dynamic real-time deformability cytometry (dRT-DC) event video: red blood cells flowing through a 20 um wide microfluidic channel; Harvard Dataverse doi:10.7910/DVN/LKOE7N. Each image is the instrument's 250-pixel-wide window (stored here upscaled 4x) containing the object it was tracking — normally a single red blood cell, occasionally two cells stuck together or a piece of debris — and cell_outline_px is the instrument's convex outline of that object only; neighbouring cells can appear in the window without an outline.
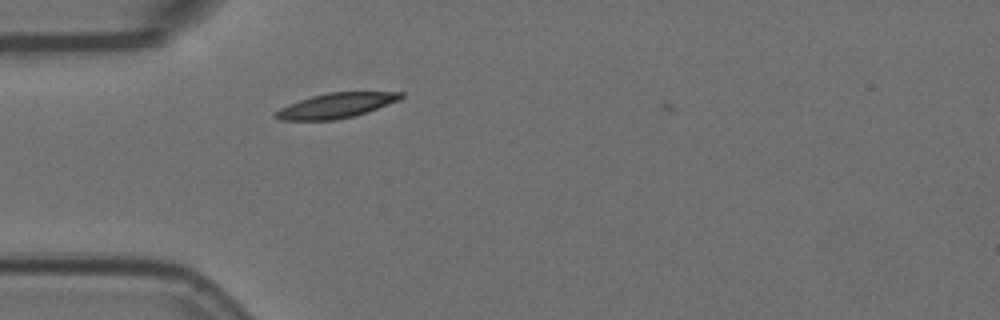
{"species": "Egyptian fruit bat (a non-hibernating species)", "species_latin": "Rousettus aegyptiacus", "temperature_condition": "room temperature", "stored_images_in_passage": 33, "camera_frame_rate_fps": 3000, "um_per_image_px": 0.085, "animal": {"sex": "female"}, "frame": {"image": 1, "passage_image": 1, "time_ms": 0.0, "image_size_px": [1000, 320], "cell_outline_px": [[404, 96], [400, 100], [356, 116], [336, 120], [280, 120], [272, 116], [280, 108], [288, 104], [312, 96], [328, 92], [404, 92]], "centroid_in_image_um": [28.58, 8.97], "position_along_channel_um": 56.4, "area_um2": 18.26}}
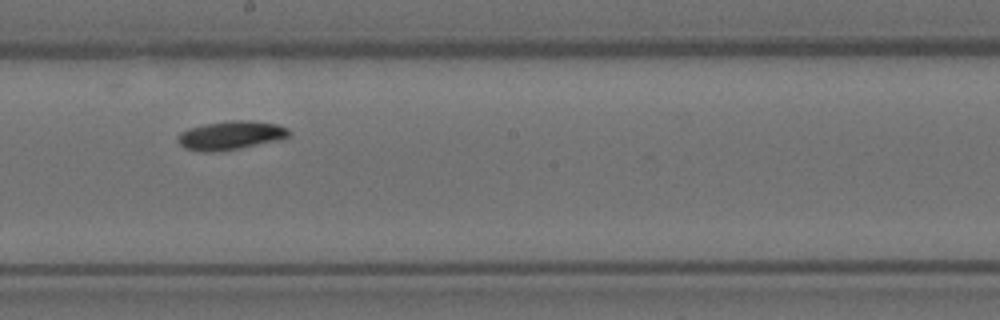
{"frame": {"image": 2, "passage_image": 16, "time_ms": 5.0, "image_size_px": [1000, 320], "cell_outline_px": [[292, 132], [288, 136], [280, 140], [220, 152], [204, 152], [184, 148], [176, 140], [176, 136], [180, 132], [188, 128], [204, 124], [232, 120], [252, 120], [276, 124], [288, 128]], "centroid_in_image_um": [19.59, 11.51], "position_along_channel_um": 228.6, "area_um2": 18.9}}
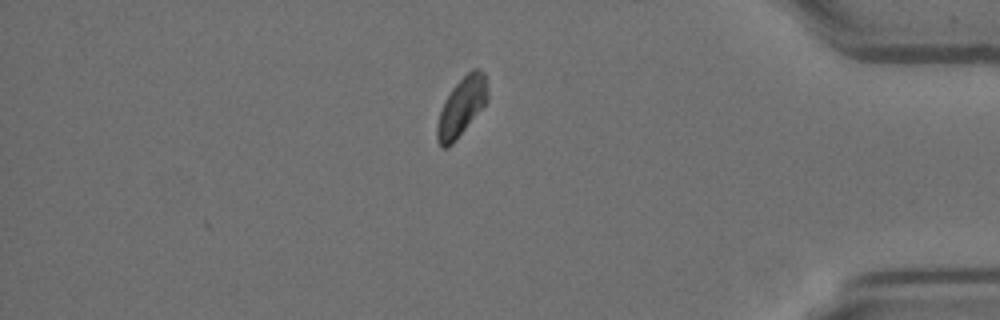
{"frame": {"image": 3, "passage_image": 33, "time_ms": 10.667, "image_size_px": [1000, 320], "cell_outline_px": [[488, 100], [456, 140], [448, 148], [440, 148], [436, 140], [436, 124], [444, 100], [452, 88], [472, 68], [480, 68], [484, 72], [488, 96]], "centroid_in_image_um": [39.2, 9.1], "position_along_channel_um": 396.0, "area_um2": 17.22}, "authors_computed_cell_mechanics": {"area_um2": 17.8024, "velocity_mm_per_s": 3.5407, "shape_relaxation_time_tau1_ms": 7.6944, "shape_relaxation_time_tau2_ms": null, "deformation_change_tau1": 0.1535, "deformation_change_tau2": null}}